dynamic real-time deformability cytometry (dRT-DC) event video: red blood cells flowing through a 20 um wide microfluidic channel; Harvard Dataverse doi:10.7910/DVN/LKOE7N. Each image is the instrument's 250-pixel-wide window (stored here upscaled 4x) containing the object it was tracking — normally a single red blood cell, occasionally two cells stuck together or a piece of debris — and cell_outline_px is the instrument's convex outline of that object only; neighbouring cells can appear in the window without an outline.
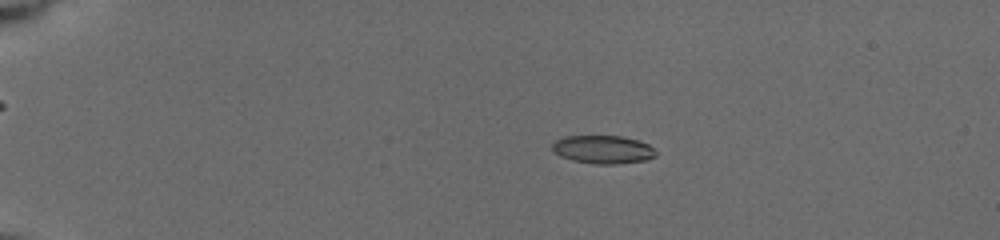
{"species": "common noctule bat (a hibernating species)", "species_latin": "Nyctalus noctula", "temperature_condition": "cold", "stored_images_in_passage": 67, "camera_frame_rate_fps": 3000, "um_per_image_px": 0.085, "animal": {"sex": "female", "body_mass_g": 19.5, "forearm_length_mm": 54.1}, "frame": {"image": 1, "passage_image": 12, "time_ms": 4.0, "image_size_px": [1000, 240], "cell_outline_px": [[656, 156], [644, 160], [616, 164], [596, 164], [572, 160], [560, 156], [552, 148], [552, 144], [556, 140], [564, 136], [620, 136], [636, 140], [648, 144], [656, 152]], "centroid_in_image_um": [51.24, 12.71], "position_along_channel_um": 33.8, "area_um2": 16.82}}
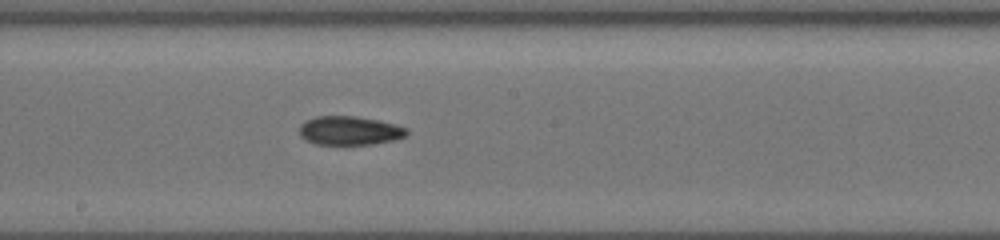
{"frame": {"image": 2, "passage_image": 32, "time_ms": 10.667, "image_size_px": [1000, 240], "cell_outline_px": [[408, 132], [404, 136], [396, 140], [372, 144], [316, 144], [304, 140], [300, 136], [300, 124], [304, 120], [316, 116], [356, 116], [380, 120], [396, 124], [408, 128]], "centroid_in_image_um": [29.71, 11.09], "position_along_channel_um": 218.5, "area_um2": 18.26}}
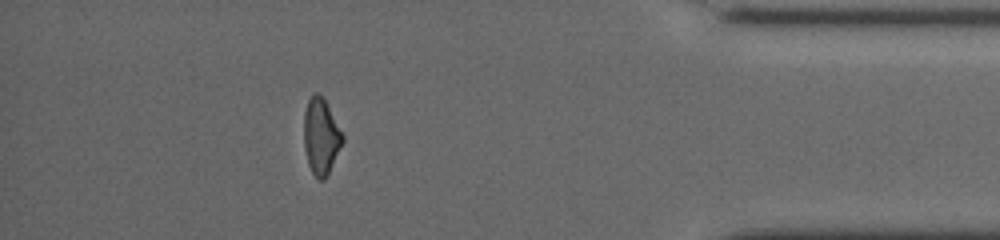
{"frame": {"image": 3, "passage_image": 58, "time_ms": 16.333, "image_size_px": [1000, 240], "cell_outline_px": [[344, 140], [324, 180], [316, 180], [308, 164], [304, 148], [304, 112], [308, 100], [316, 92], [324, 100], [344, 136]], "centroid_in_image_um": [27.26, 11.63], "position_along_channel_um": 407.9, "area_um2": 16.76}, "authors_computed_cell_mechanics": {"area_um2": 17.2822, "velocity_mm_per_s": 3.9325, "shape_relaxation_time_tau1_ms": 9.2696, "shape_relaxation_time_tau2_ms": 3.4949, "deformation_change_tau1": 0.2245, "deformation_change_tau2": 0.1028}}